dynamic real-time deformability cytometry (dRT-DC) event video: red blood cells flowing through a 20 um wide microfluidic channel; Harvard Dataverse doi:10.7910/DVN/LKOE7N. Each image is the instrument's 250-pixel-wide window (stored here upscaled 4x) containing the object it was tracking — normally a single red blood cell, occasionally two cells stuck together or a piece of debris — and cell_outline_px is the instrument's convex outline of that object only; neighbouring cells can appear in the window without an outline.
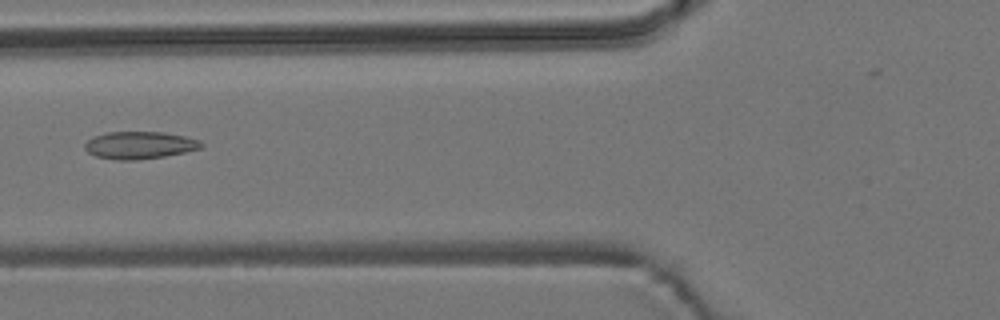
{"species": "common noctule bat (a hibernating species)", "species_latin": "Nyctalus noctula", "temperature_condition": "room temperature", "stored_images_in_passage": 6, "camera_frame_rate_fps": 3000, "um_per_image_px": 0.085, "animal": {"sex": "male", "body_mass_g": 19.2, "forearm_length_mm": 51.8}, "frame": {"image": 1, "passage_image": 6, "time_ms": 6.333, "image_size_px": [1000, 320], "cell_outline_px": [[204, 144], [200, 148], [184, 152], [164, 156], [136, 160], [120, 160], [96, 156], [88, 152], [84, 148], [84, 144], [92, 136], [108, 132], [164, 132], [184, 136], [200, 140]], "centroid_in_image_um": [11.85, 12.33], "position_along_channel_um": 114.0, "area_um2": 18.5}}